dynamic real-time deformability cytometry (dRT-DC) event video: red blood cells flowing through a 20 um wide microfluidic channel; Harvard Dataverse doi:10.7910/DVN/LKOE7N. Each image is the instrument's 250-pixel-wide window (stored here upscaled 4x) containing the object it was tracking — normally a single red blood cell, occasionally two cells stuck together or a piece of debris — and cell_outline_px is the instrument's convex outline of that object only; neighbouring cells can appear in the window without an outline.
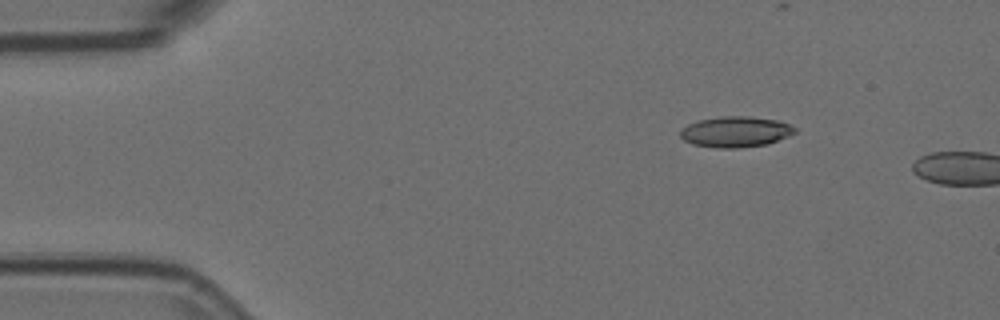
{"species": "Egyptian fruit bat (a non-hibernating species)", "species_latin": "Rousettus aegyptiacus", "temperature_condition": "room temperature", "stored_images_in_passage": 4, "camera_frame_rate_fps": 3000, "um_per_image_px": 0.085, "animal": {"sex": "female"}, "frame": {"image": 1, "passage_image": 1, "time_ms": 0.0, "image_size_px": [1000, 320], "cell_outline_px": [[796, 132], [788, 136], [768, 144], [740, 148], [720, 148], [692, 144], [684, 140], [680, 136], [680, 132], [688, 124], [700, 120], [720, 116], [748, 116], [780, 120], [796, 128]], "centroid_in_image_um": [62.55, 11.2], "position_along_channel_um": 22.5, "area_um2": 20.52}}